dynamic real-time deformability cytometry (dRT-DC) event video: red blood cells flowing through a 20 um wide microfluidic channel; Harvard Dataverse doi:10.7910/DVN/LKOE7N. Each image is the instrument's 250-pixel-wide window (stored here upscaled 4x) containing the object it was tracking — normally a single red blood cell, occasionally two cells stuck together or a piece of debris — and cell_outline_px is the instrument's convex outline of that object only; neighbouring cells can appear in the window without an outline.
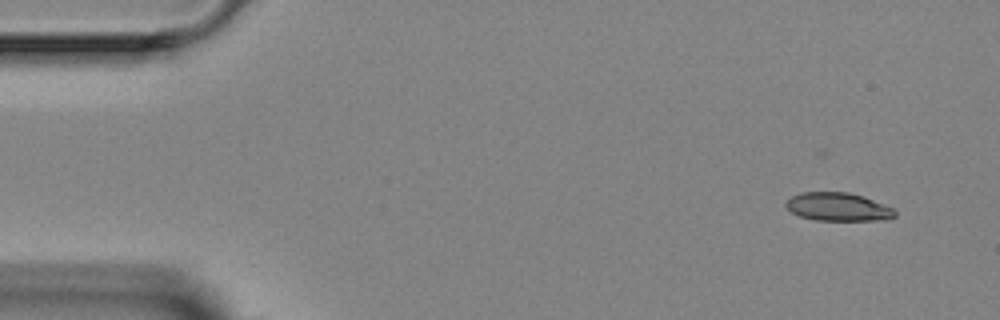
{"species": "Egyptian fruit bat (a non-hibernating species)", "species_latin": "Rousettus aegyptiacus", "temperature_condition": "room temperature", "stored_images_in_passage": 4, "camera_frame_rate_fps": 3000, "um_per_image_px": 0.085, "animal": {"sex": "female"}, "frame": {"image": 1, "passage_image": 1, "time_ms": 0.0, "image_size_px": [1000, 320], "cell_outline_px": [[896, 216], [888, 220], [816, 220], [800, 216], [792, 212], [784, 204], [792, 196], [804, 192], [848, 192], [864, 196], [892, 208], [896, 212]], "centroid_in_image_um": [71.26, 17.58], "position_along_channel_um": 13.7, "area_um2": 17.86}}
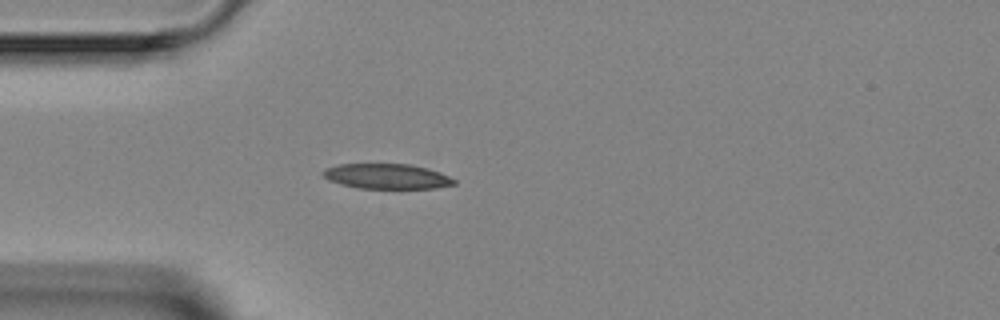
{"frame": {"image": 2, "passage_image": 4, "time_ms": 3.333, "image_size_px": [1000, 320], "cell_outline_px": [[456, 184], [436, 188], [356, 188], [340, 184], [328, 180], [320, 172], [328, 168], [340, 164], [408, 164], [428, 168], [440, 172], [456, 180]], "centroid_in_image_um": [32.89, 14.99], "position_along_channel_um": 52.1, "area_um2": 19.13}}